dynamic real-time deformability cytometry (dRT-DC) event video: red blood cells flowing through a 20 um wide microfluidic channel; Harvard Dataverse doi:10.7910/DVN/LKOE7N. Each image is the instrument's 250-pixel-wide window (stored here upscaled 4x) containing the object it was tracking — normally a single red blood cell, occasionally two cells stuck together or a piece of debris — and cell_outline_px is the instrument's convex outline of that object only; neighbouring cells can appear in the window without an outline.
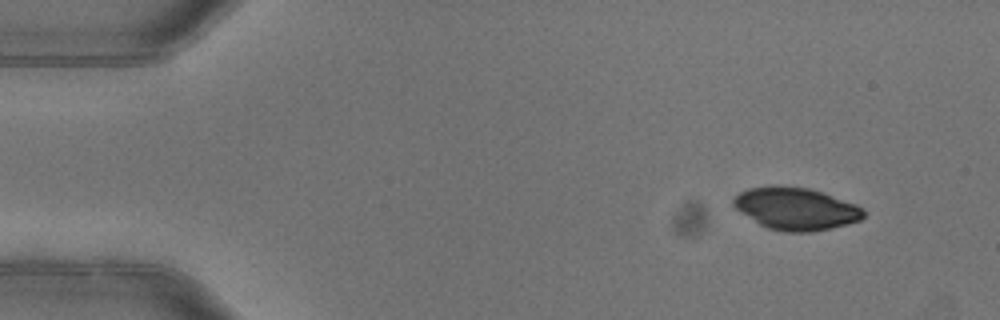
{"species": "common noctule bat (a hibernating species)", "species_latin": "Nyctalus noctula", "temperature_condition": "warm", "stored_images_in_passage": 6, "camera_frame_rate_fps": 3000, "um_per_image_px": 0.085, "animal": {"sex": "female"}, "frame": {"image": 1, "passage_image": 1, "time_ms": 0.0, "image_size_px": [1000, 320], "cell_outline_px": [[864, 216], [860, 220], [812, 232], [784, 232], [768, 228], [760, 224], [740, 212], [732, 204], [732, 196], [748, 188], [776, 184], [808, 188], [856, 204], [864, 208]], "centroid_in_image_um": [67.59, 17.72], "position_along_channel_um": 17.4, "area_um2": 32.08}}